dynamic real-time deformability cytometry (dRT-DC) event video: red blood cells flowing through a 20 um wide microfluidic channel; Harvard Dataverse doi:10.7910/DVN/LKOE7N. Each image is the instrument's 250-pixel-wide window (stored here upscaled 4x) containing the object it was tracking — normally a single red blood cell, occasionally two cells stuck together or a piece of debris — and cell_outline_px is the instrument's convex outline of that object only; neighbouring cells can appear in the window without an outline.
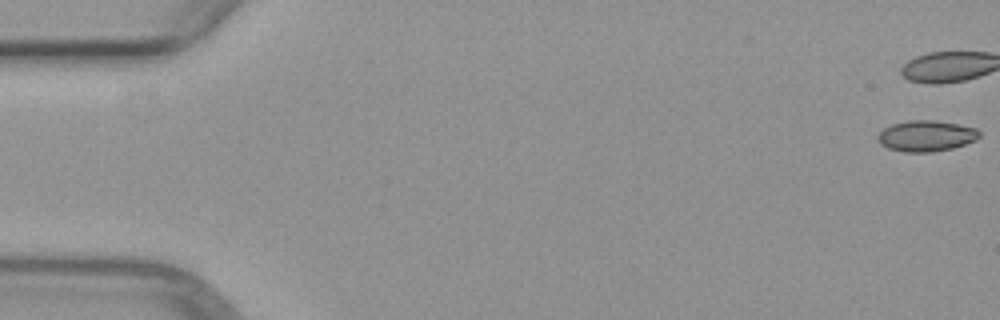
{"species": "common noctule bat (a hibernating species)", "species_latin": "Nyctalus noctula", "temperature_condition": "warm", "stored_images_in_passage": 5, "camera_frame_rate_fps": 3000, "um_per_image_px": 0.085, "animal": {"sex": "female", "body_mass_g": 29.2, "forearm_length_mm": 56.3}, "frame": {"image": 1, "passage_image": 1, "time_ms": 0.0, "image_size_px": [1000, 320], "cell_outline_px": [[980, 136], [976, 140], [952, 148], [932, 152], [904, 152], [888, 148], [880, 144], [876, 140], [876, 136], [884, 128], [892, 124], [908, 120], [936, 120], [960, 124], [976, 128], [980, 132]], "centroid_in_image_um": [78.71, 11.55], "position_along_channel_um": 6.3, "area_um2": 18.5}}